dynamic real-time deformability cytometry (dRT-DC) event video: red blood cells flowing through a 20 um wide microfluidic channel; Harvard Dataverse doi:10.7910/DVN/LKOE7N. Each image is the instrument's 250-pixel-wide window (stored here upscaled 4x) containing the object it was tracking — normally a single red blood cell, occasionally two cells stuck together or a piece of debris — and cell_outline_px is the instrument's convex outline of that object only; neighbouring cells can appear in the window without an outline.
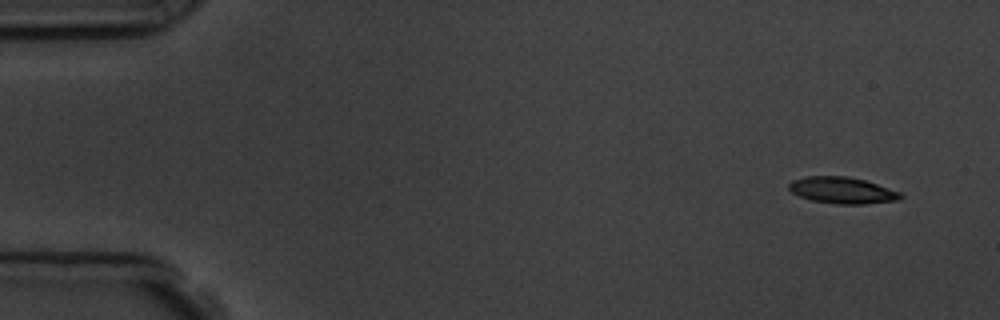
{"species": "common noctule bat (a hibernating species)", "species_latin": "Nyctalus noctula", "temperature_condition": "room temperature", "stored_images_in_passage": 11, "camera_frame_rate_fps": 3000, "um_per_image_px": 0.085, "animal": {"sex": "male", "body_mass_g": 19.5, "forearm_length_mm": 54.6}, "frame": {"image": 1, "passage_image": 1, "time_ms": 0.0, "image_size_px": [1000, 320], "cell_outline_px": [[904, 196], [896, 200], [864, 204], [836, 204], [812, 200], [800, 196], [792, 192], [788, 188], [788, 184], [792, 180], [804, 176], [848, 176], [864, 180], [900, 192]], "centroid_in_image_um": [71.55, 16.17], "position_along_channel_um": 13.4, "area_um2": 17.11}}
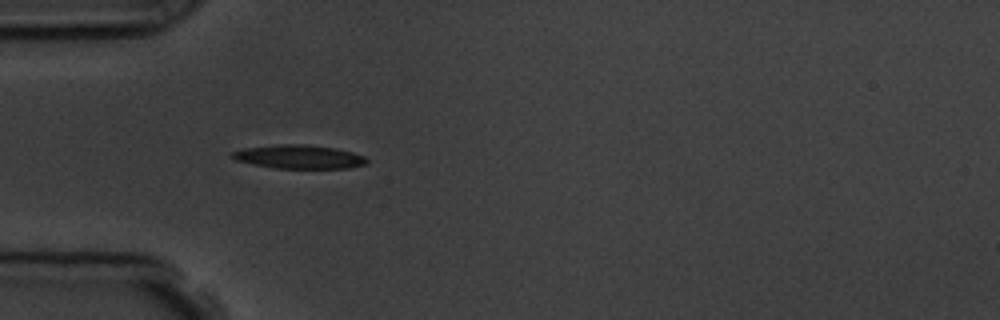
{"frame": {"image": 2, "passage_image": 5, "time_ms": 4.333, "image_size_px": [1000, 320], "cell_outline_px": [[368, 160], [364, 164], [348, 168], [276, 168], [252, 164], [236, 160], [232, 156], [232, 152], [244, 148], [276, 144], [304, 144], [336, 148], [352, 152], [364, 156]], "centroid_in_image_um": [25.41, 13.32], "position_along_channel_um": 59.6, "area_um2": 18.44}}
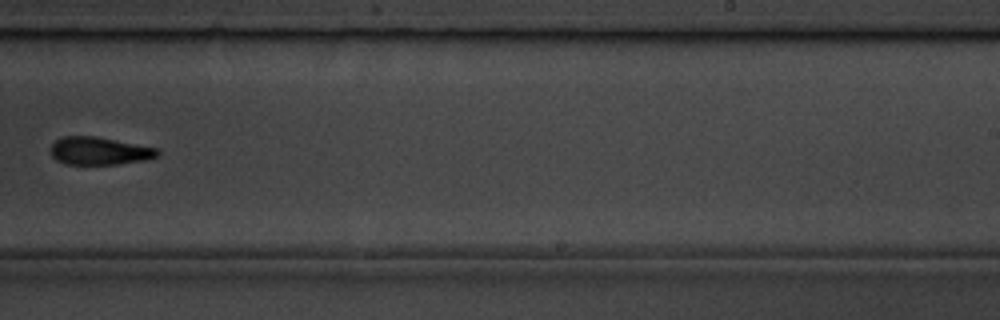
{"frame": {"image": 3, "passage_image": 10, "time_ms": 10.333, "image_size_px": [1000, 320], "cell_outline_px": [[160, 156], [144, 160], [116, 164], [64, 164], [56, 160], [52, 156], [52, 144], [60, 136], [96, 136], [160, 148]], "centroid_in_image_um": [8.48, 12.82], "position_along_channel_um": 280.5, "area_um2": 17.46}}